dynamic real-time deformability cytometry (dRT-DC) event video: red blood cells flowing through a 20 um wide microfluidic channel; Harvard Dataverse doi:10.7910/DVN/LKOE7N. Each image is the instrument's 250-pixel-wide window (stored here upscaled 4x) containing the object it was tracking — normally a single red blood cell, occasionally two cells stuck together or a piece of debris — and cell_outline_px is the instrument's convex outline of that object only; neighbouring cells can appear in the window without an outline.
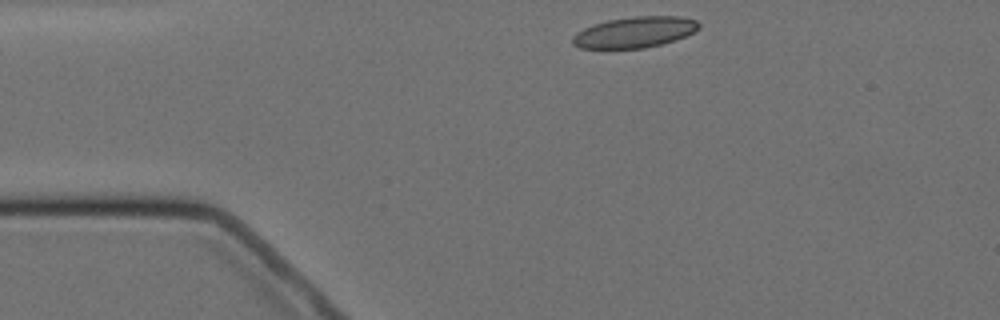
{"species": "Egyptian fruit bat (a non-hibernating species)", "species_latin": "Rousettus aegyptiacus", "temperature_condition": "cold", "stored_images_in_passage": 3, "camera_frame_rate_fps": 3000, "um_per_image_px": 0.085, "animal": {"sex": "female"}, "frame": {"image": 1, "passage_image": 1, "time_ms": 0.0, "image_size_px": [1000, 320], "cell_outline_px": [[700, 28], [676, 40], [644, 48], [580, 48], [572, 44], [572, 36], [576, 32], [592, 24], [608, 20], [632, 16], [680, 16], [696, 20], [700, 24]], "centroid_in_image_um": [53.93, 2.73], "position_along_channel_um": 31.1, "area_um2": 22.77}}
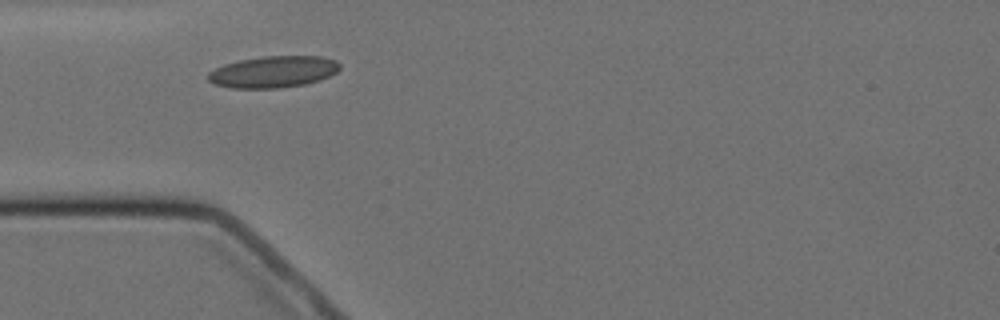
{"frame": {"image": 2, "passage_image": 2, "time_ms": 2.0, "image_size_px": [1000, 320], "cell_outline_px": [[340, 68], [336, 72], [320, 80], [304, 84], [280, 88], [232, 88], [216, 84], [208, 80], [208, 72], [224, 64], [240, 60], [264, 56], [320, 56], [336, 60], [340, 64]], "centroid_in_image_um": [23.24, 6.1], "position_along_channel_um": 61.8, "area_um2": 24.16}}
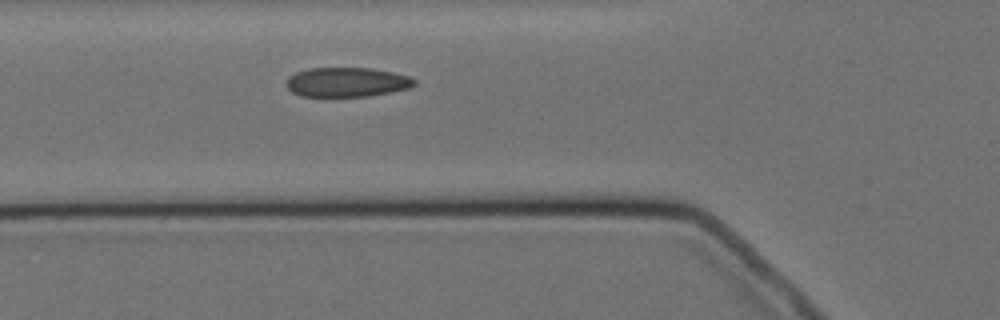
{"frame": {"image": 3, "passage_image": 3, "time_ms": 3.0, "image_size_px": [1000, 320], "cell_outline_px": [[416, 84], [408, 88], [392, 92], [368, 96], [300, 96], [292, 92], [284, 84], [288, 76], [296, 72], [308, 68], [372, 68], [392, 72], [408, 76], [416, 80]], "centroid_in_image_um": [29.45, 6.98], "position_along_channel_um": 96.4, "area_um2": 22.08}}